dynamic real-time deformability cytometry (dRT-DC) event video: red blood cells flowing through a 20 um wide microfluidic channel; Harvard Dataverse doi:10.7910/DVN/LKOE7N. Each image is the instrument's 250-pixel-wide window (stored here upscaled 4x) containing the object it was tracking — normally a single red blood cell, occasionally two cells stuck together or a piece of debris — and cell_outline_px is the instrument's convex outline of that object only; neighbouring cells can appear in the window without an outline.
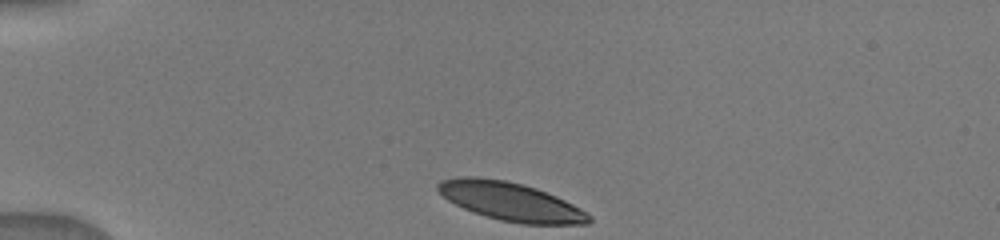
{"species": "human", "species_latin": "Homo sapiens", "temperature_condition": "warm", "stored_images_in_passage": 6, "camera_frame_rate_fps": 3000, "um_per_image_px": 0.085, "donor": {"sex": "male"}, "frame": {"image": 1, "passage_image": 1, "time_ms": 0.0, "image_size_px": [1000, 240], "cell_outline_px": [[592, 220], [588, 224], [520, 224], [500, 220], [472, 212], [448, 200], [436, 188], [436, 184], [440, 180], [456, 176], [476, 176], [504, 180], [536, 188], [556, 196], [588, 212], [592, 216]], "centroid_in_image_um": [43.4, 17.13], "position_along_channel_um": 41.6, "area_um2": 33.87}}